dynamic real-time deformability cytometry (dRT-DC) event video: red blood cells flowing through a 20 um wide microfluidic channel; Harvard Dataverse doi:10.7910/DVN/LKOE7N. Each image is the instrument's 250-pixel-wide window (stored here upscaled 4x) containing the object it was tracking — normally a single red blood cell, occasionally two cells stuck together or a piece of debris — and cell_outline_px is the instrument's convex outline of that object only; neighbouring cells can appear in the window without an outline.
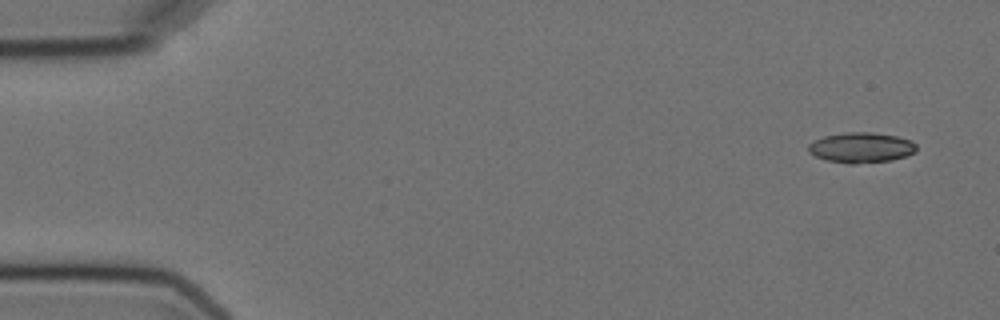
{"species": "Egyptian fruit bat (a non-hibernating species)", "species_latin": "Rousettus aegyptiacus", "temperature_condition": "cold", "stored_images_in_passage": 4, "camera_frame_rate_fps": 3000, "um_per_image_px": 0.085, "animal": {"sex": "female"}, "frame": {"image": 1, "passage_image": 1, "time_ms": 0.0, "image_size_px": [1000, 320], "cell_outline_px": [[916, 152], [908, 156], [892, 160], [852, 164], [848, 164], [828, 160], [816, 156], [808, 152], [808, 144], [824, 136], [844, 132], [872, 132], [896, 136], [912, 140], [916, 144]], "centroid_in_image_um": [73.23, 12.54], "position_along_channel_um": 11.8, "area_um2": 19.19}}
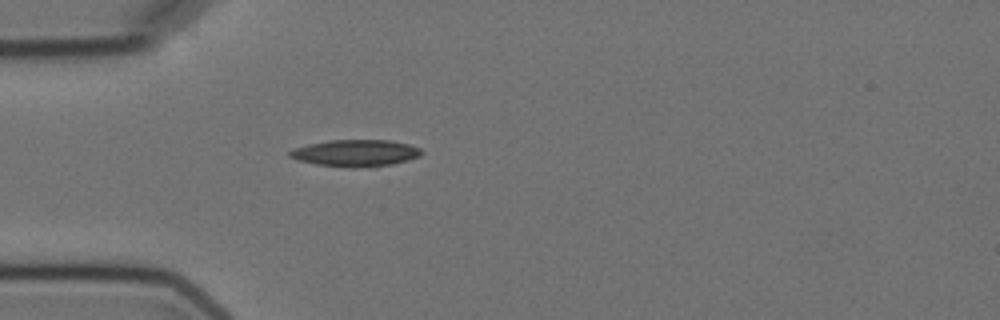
{"frame": {"image": 2, "passage_image": 4, "time_ms": 4.333, "image_size_px": [1000, 320], "cell_outline_px": [[424, 152], [420, 156], [408, 160], [392, 164], [372, 168], [352, 168], [316, 164], [296, 160], [288, 156], [288, 152], [296, 148], [308, 144], [328, 140], [388, 140], [408, 144], [420, 148]], "centroid_in_image_um": [30.23, 13.02], "position_along_channel_um": 54.8, "area_um2": 20.81}}